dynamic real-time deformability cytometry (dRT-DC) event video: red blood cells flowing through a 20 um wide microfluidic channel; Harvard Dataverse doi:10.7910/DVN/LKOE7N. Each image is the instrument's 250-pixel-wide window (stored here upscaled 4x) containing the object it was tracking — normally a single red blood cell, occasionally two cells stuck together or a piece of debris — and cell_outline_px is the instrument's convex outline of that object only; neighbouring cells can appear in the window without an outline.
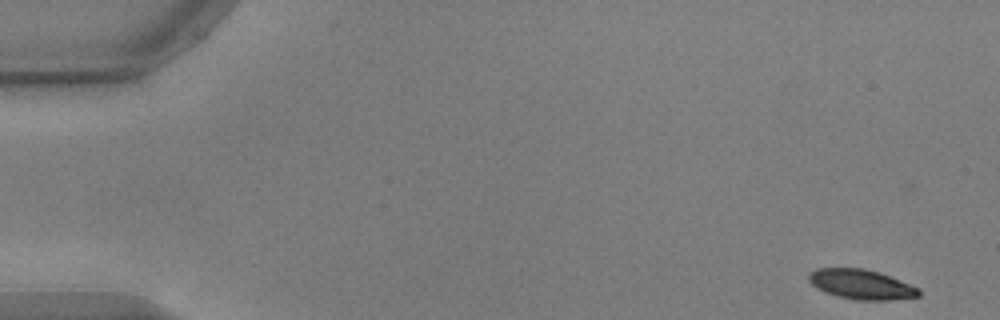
{"species": "common noctule bat (a hibernating species)", "species_latin": "Nyctalus noctula", "temperature_condition": "warm", "stored_images_in_passage": 53, "camera_frame_rate_fps": 3000, "um_per_image_px": 0.085, "animal": {"sex": "male", "body_mass_g": 17.9, "forearm_length_mm": 54.2}, "frame": {"image": 1, "passage_image": 1, "time_ms": 0.0, "image_size_px": [1000, 320], "cell_outline_px": [[920, 296], [888, 300], [856, 300], [836, 296], [824, 292], [816, 288], [808, 280], [808, 272], [816, 268], [864, 268], [880, 272], [920, 288]], "centroid_in_image_um": [73.18, 24.16], "position_along_channel_um": 11.8, "area_um2": 19.31}}
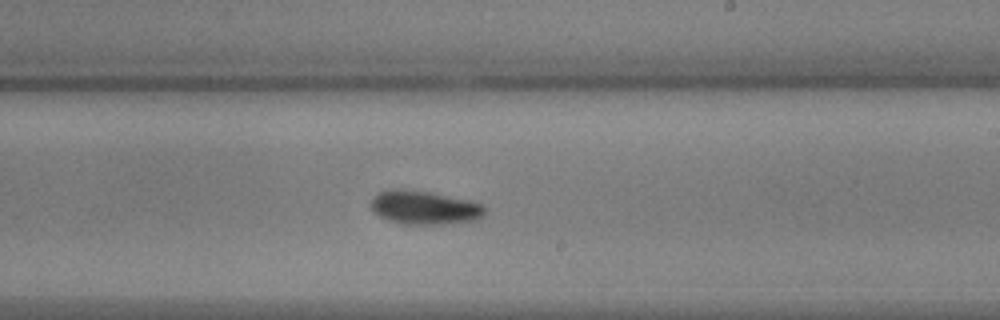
{"frame": {"image": 2, "passage_image": 31, "time_ms": 10.0, "image_size_px": [1000, 320], "cell_outline_px": [[488, 208], [476, 220], [444, 224], [400, 224], [388, 220], [380, 216], [372, 208], [372, 200], [380, 192], [392, 188], [396, 188], [432, 192], [472, 200], [484, 204]], "centroid_in_image_um": [36.13, 17.63], "position_along_channel_um": 252.9, "area_um2": 22.43}}
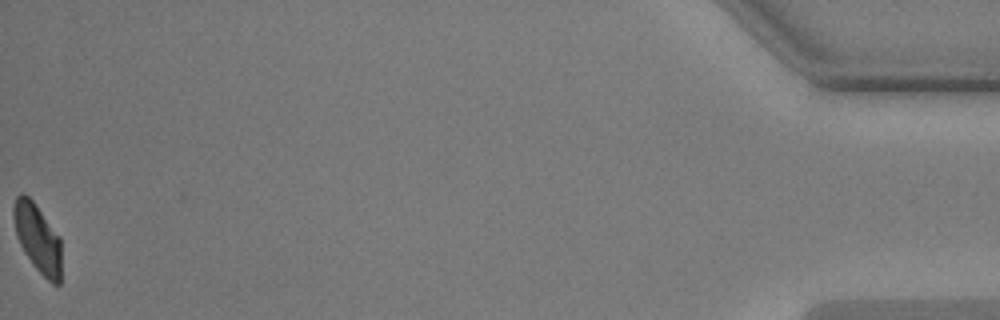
{"frame": {"image": 3, "passage_image": 53, "time_ms": 17.333, "image_size_px": [1000, 320], "cell_outline_px": [[60, 284], [52, 284], [32, 264], [24, 252], [16, 236], [12, 216], [12, 208], [16, 196], [20, 192], [24, 192], [32, 200], [60, 236]], "centroid_in_image_um": [3.16, 20.2], "position_along_channel_um": 432.0, "area_um2": 19.13}, "authors_computed_cell_mechanics": {"area_um2": 20.6346, "velocity_mm_per_s": 3.7258, "shape_relaxation_time_tau1_ms": 4.2125, "shape_relaxation_time_tau2_ms": 5.0819, "deformation_change_tau1": 0.1965, "deformation_change_tau2": 0.1037}}